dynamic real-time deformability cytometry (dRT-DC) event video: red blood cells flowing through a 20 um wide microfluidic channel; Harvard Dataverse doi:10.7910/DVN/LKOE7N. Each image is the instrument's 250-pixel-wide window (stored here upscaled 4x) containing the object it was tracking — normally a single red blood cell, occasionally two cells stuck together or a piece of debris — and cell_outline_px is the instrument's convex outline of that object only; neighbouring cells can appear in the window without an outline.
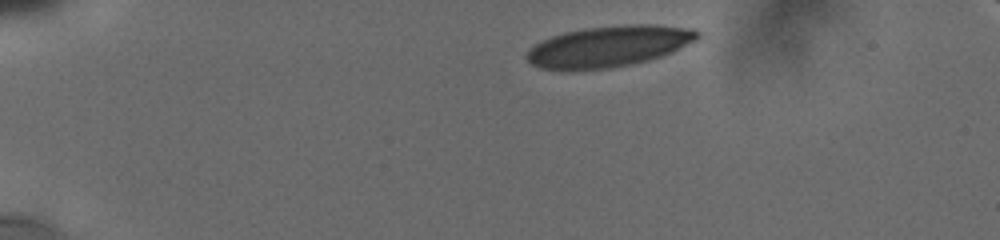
{"species": "human", "species_latin": "Homo sapiens", "temperature_condition": "cold", "stored_images_in_passage": 24, "camera_frame_rate_fps": 3000, "um_per_image_px": 0.085, "donor": {"sex": "male"}, "frame": {"image": 1, "passage_image": 1, "time_ms": 0.0, "image_size_px": [1000, 240], "cell_outline_px": [[700, 36], [696, 40], [672, 52], [648, 60], [632, 64], [608, 68], [568, 72], [564, 72], [540, 68], [532, 64], [524, 56], [528, 48], [552, 36], [564, 32], [588, 28], [624, 24], [652, 24], [696, 28], [700, 32]], "centroid_in_image_um": [51.73, 3.95], "position_along_channel_um": 33.3, "area_um2": 41.44}}
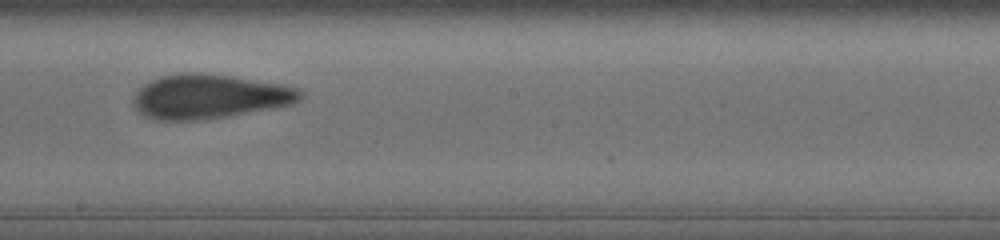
{"frame": {"image": 2, "passage_image": 12, "time_ms": 7.333, "image_size_px": [1000, 240], "cell_outline_px": [[304, 96], [300, 100], [292, 104], [228, 116], [200, 120], [156, 120], [144, 116], [132, 104], [132, 100], [136, 92], [144, 84], [160, 76], [184, 72], [200, 72], [228, 76], [280, 84], [296, 88], [304, 92]], "centroid_in_image_um": [17.76, 8.2], "position_along_channel_um": 230.4, "area_um2": 42.95}}
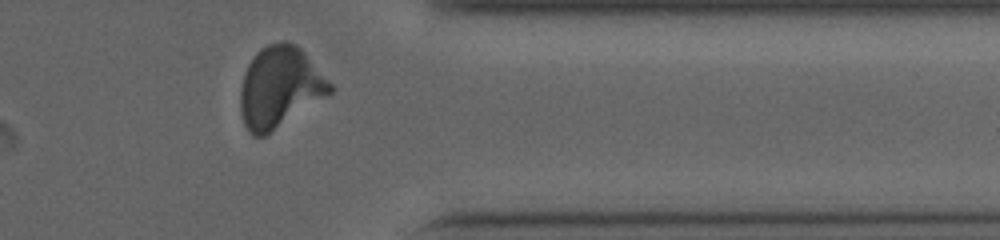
{"frame": {"image": 3, "passage_image": 21, "time_ms": 11.667, "image_size_px": [1000, 240], "cell_outline_px": [[336, 88], [332, 92], [264, 136], [252, 136], [248, 132], [244, 124], [240, 108], [240, 88], [244, 72], [248, 64], [256, 52], [260, 48], [268, 44], [280, 40], [284, 40], [296, 44], [304, 52]], "centroid_in_image_um": [23.76, 7.38], "position_along_channel_um": 387.6, "area_um2": 42.19}, "authors_computed_cell_mechanics": {"area_um2": 42.483, "velocity_mm_per_s": 3.764, "shape_relaxation_time_tau1_ms": 6.326, "shape_relaxation_time_tau2_ms": 1.2403, "deformation_change_tau1": 0.1939, "deformation_change_tau2": 0.0797}}